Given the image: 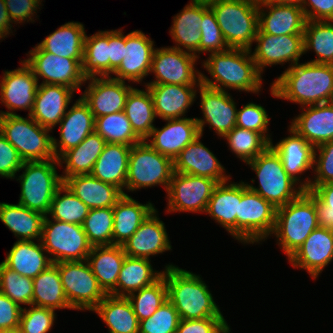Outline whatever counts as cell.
Listing matches in <instances>:
<instances>
[{
	"instance_id": "1",
	"label": "cell",
	"mask_w": 333,
	"mask_h": 333,
	"mask_svg": "<svg viewBox=\"0 0 333 333\" xmlns=\"http://www.w3.org/2000/svg\"><path fill=\"white\" fill-rule=\"evenodd\" d=\"M271 95L301 107L333 101V65L297 63L272 82Z\"/></svg>"
},
{
	"instance_id": "2",
	"label": "cell",
	"mask_w": 333,
	"mask_h": 333,
	"mask_svg": "<svg viewBox=\"0 0 333 333\" xmlns=\"http://www.w3.org/2000/svg\"><path fill=\"white\" fill-rule=\"evenodd\" d=\"M202 67L211 75L201 73V84L216 90L227 89L258 94L262 89V74L257 69L251 50L229 48L208 54ZM226 88V89H225Z\"/></svg>"
},
{
	"instance_id": "3",
	"label": "cell",
	"mask_w": 333,
	"mask_h": 333,
	"mask_svg": "<svg viewBox=\"0 0 333 333\" xmlns=\"http://www.w3.org/2000/svg\"><path fill=\"white\" fill-rule=\"evenodd\" d=\"M163 276L167 284L168 300L181 319L224 317L201 275L169 263L165 266Z\"/></svg>"
},
{
	"instance_id": "4",
	"label": "cell",
	"mask_w": 333,
	"mask_h": 333,
	"mask_svg": "<svg viewBox=\"0 0 333 333\" xmlns=\"http://www.w3.org/2000/svg\"><path fill=\"white\" fill-rule=\"evenodd\" d=\"M317 227L319 224L315 198L304 191L295 200L276 208L272 236H276V244L289 259Z\"/></svg>"
},
{
	"instance_id": "5",
	"label": "cell",
	"mask_w": 333,
	"mask_h": 333,
	"mask_svg": "<svg viewBox=\"0 0 333 333\" xmlns=\"http://www.w3.org/2000/svg\"><path fill=\"white\" fill-rule=\"evenodd\" d=\"M247 164L256 172L259 181V187L246 182L247 187L275 208L295 200L305 191L286 173L280 156L271 146Z\"/></svg>"
},
{
	"instance_id": "6",
	"label": "cell",
	"mask_w": 333,
	"mask_h": 333,
	"mask_svg": "<svg viewBox=\"0 0 333 333\" xmlns=\"http://www.w3.org/2000/svg\"><path fill=\"white\" fill-rule=\"evenodd\" d=\"M255 0H220L209 5L229 48L252 50L259 29Z\"/></svg>"
},
{
	"instance_id": "7",
	"label": "cell",
	"mask_w": 333,
	"mask_h": 333,
	"mask_svg": "<svg viewBox=\"0 0 333 333\" xmlns=\"http://www.w3.org/2000/svg\"><path fill=\"white\" fill-rule=\"evenodd\" d=\"M56 166L60 167L59 160L56 158L23 162L20 169L24 170L23 173L14 177L17 181L19 180L21 186L18 203L47 216L53 197L63 184Z\"/></svg>"
},
{
	"instance_id": "8",
	"label": "cell",
	"mask_w": 333,
	"mask_h": 333,
	"mask_svg": "<svg viewBox=\"0 0 333 333\" xmlns=\"http://www.w3.org/2000/svg\"><path fill=\"white\" fill-rule=\"evenodd\" d=\"M28 117V118H27ZM0 116V133L13 145L24 162L54 159L52 130L39 125L30 115Z\"/></svg>"
},
{
	"instance_id": "9",
	"label": "cell",
	"mask_w": 333,
	"mask_h": 333,
	"mask_svg": "<svg viewBox=\"0 0 333 333\" xmlns=\"http://www.w3.org/2000/svg\"><path fill=\"white\" fill-rule=\"evenodd\" d=\"M173 173V160L143 140L131 146L125 190L133 192L161 185L167 192Z\"/></svg>"
},
{
	"instance_id": "10",
	"label": "cell",
	"mask_w": 333,
	"mask_h": 333,
	"mask_svg": "<svg viewBox=\"0 0 333 333\" xmlns=\"http://www.w3.org/2000/svg\"><path fill=\"white\" fill-rule=\"evenodd\" d=\"M40 241L53 263L87 260L93 247L82 225L50 219L48 215Z\"/></svg>"
},
{
	"instance_id": "11",
	"label": "cell",
	"mask_w": 333,
	"mask_h": 333,
	"mask_svg": "<svg viewBox=\"0 0 333 333\" xmlns=\"http://www.w3.org/2000/svg\"><path fill=\"white\" fill-rule=\"evenodd\" d=\"M276 208L241 180V201L238 208V241L254 244L265 241L275 227Z\"/></svg>"
},
{
	"instance_id": "12",
	"label": "cell",
	"mask_w": 333,
	"mask_h": 333,
	"mask_svg": "<svg viewBox=\"0 0 333 333\" xmlns=\"http://www.w3.org/2000/svg\"><path fill=\"white\" fill-rule=\"evenodd\" d=\"M63 290L72 310L92 311L107 295L87 260L58 262Z\"/></svg>"
},
{
	"instance_id": "13",
	"label": "cell",
	"mask_w": 333,
	"mask_h": 333,
	"mask_svg": "<svg viewBox=\"0 0 333 333\" xmlns=\"http://www.w3.org/2000/svg\"><path fill=\"white\" fill-rule=\"evenodd\" d=\"M24 62L32 69L34 76L42 79L40 84L62 85L80 92L87 83L82 74V65L73 58H64L41 50L37 45L29 51Z\"/></svg>"
},
{
	"instance_id": "14",
	"label": "cell",
	"mask_w": 333,
	"mask_h": 333,
	"mask_svg": "<svg viewBox=\"0 0 333 333\" xmlns=\"http://www.w3.org/2000/svg\"><path fill=\"white\" fill-rule=\"evenodd\" d=\"M217 184V181L207 177L174 172L166 192V213H205Z\"/></svg>"
},
{
	"instance_id": "15",
	"label": "cell",
	"mask_w": 333,
	"mask_h": 333,
	"mask_svg": "<svg viewBox=\"0 0 333 333\" xmlns=\"http://www.w3.org/2000/svg\"><path fill=\"white\" fill-rule=\"evenodd\" d=\"M197 60L195 55L173 47L155 48L150 69L155 80L145 84L200 85Z\"/></svg>"
},
{
	"instance_id": "16",
	"label": "cell",
	"mask_w": 333,
	"mask_h": 333,
	"mask_svg": "<svg viewBox=\"0 0 333 333\" xmlns=\"http://www.w3.org/2000/svg\"><path fill=\"white\" fill-rule=\"evenodd\" d=\"M254 42L256 46L253 52L251 50V54L261 74L267 66H283L288 62L290 68L299 63L304 54V35L275 36L264 34L258 29Z\"/></svg>"
},
{
	"instance_id": "17",
	"label": "cell",
	"mask_w": 333,
	"mask_h": 333,
	"mask_svg": "<svg viewBox=\"0 0 333 333\" xmlns=\"http://www.w3.org/2000/svg\"><path fill=\"white\" fill-rule=\"evenodd\" d=\"M21 66L14 70H5L0 80V103L9 110H0L2 115H18L15 110H27L30 115L39 86L32 69L21 60Z\"/></svg>"
},
{
	"instance_id": "18",
	"label": "cell",
	"mask_w": 333,
	"mask_h": 333,
	"mask_svg": "<svg viewBox=\"0 0 333 333\" xmlns=\"http://www.w3.org/2000/svg\"><path fill=\"white\" fill-rule=\"evenodd\" d=\"M197 91L199 92L196 93H200V107L204 117L195 118L200 134L203 136L204 127L207 124L219 137L223 138L236 126V102L228 91L216 90L202 84Z\"/></svg>"
},
{
	"instance_id": "19",
	"label": "cell",
	"mask_w": 333,
	"mask_h": 333,
	"mask_svg": "<svg viewBox=\"0 0 333 333\" xmlns=\"http://www.w3.org/2000/svg\"><path fill=\"white\" fill-rule=\"evenodd\" d=\"M85 81H88V85L80 97L89 106L95 119L124 111L127 96L134 88L111 76L91 77Z\"/></svg>"
},
{
	"instance_id": "20",
	"label": "cell",
	"mask_w": 333,
	"mask_h": 333,
	"mask_svg": "<svg viewBox=\"0 0 333 333\" xmlns=\"http://www.w3.org/2000/svg\"><path fill=\"white\" fill-rule=\"evenodd\" d=\"M154 41L140 30L131 31L126 35L124 59L113 72L112 78L121 81L142 83L150 74L152 56L155 50Z\"/></svg>"
},
{
	"instance_id": "21",
	"label": "cell",
	"mask_w": 333,
	"mask_h": 333,
	"mask_svg": "<svg viewBox=\"0 0 333 333\" xmlns=\"http://www.w3.org/2000/svg\"><path fill=\"white\" fill-rule=\"evenodd\" d=\"M288 137L283 138L277 144L270 143V146L280 156L286 173L305 190L310 189L311 178L300 179L301 175L306 171H310L314 167V151L315 147L309 144L302 136H300L290 126L288 127Z\"/></svg>"
},
{
	"instance_id": "22",
	"label": "cell",
	"mask_w": 333,
	"mask_h": 333,
	"mask_svg": "<svg viewBox=\"0 0 333 333\" xmlns=\"http://www.w3.org/2000/svg\"><path fill=\"white\" fill-rule=\"evenodd\" d=\"M294 268L305 269L316 279L333 261V230L317 227L288 259Z\"/></svg>"
},
{
	"instance_id": "23",
	"label": "cell",
	"mask_w": 333,
	"mask_h": 333,
	"mask_svg": "<svg viewBox=\"0 0 333 333\" xmlns=\"http://www.w3.org/2000/svg\"><path fill=\"white\" fill-rule=\"evenodd\" d=\"M165 121L166 124L161 129L154 127L145 141L154 150L174 161L179 153L200 135V132L195 117Z\"/></svg>"
},
{
	"instance_id": "24",
	"label": "cell",
	"mask_w": 333,
	"mask_h": 333,
	"mask_svg": "<svg viewBox=\"0 0 333 333\" xmlns=\"http://www.w3.org/2000/svg\"><path fill=\"white\" fill-rule=\"evenodd\" d=\"M122 247L128 257L147 259L172 250L165 223L160 220L157 209L141 223Z\"/></svg>"
},
{
	"instance_id": "25",
	"label": "cell",
	"mask_w": 333,
	"mask_h": 333,
	"mask_svg": "<svg viewBox=\"0 0 333 333\" xmlns=\"http://www.w3.org/2000/svg\"><path fill=\"white\" fill-rule=\"evenodd\" d=\"M60 137H53V151L59 159L66 151L78 146L89 134L95 131V118L89 106L80 97L66 111L60 123Z\"/></svg>"
},
{
	"instance_id": "26",
	"label": "cell",
	"mask_w": 333,
	"mask_h": 333,
	"mask_svg": "<svg viewBox=\"0 0 333 333\" xmlns=\"http://www.w3.org/2000/svg\"><path fill=\"white\" fill-rule=\"evenodd\" d=\"M201 138L200 134L174 159V172L207 177L218 183L230 180L231 176L226 174L224 166L201 142Z\"/></svg>"
},
{
	"instance_id": "27",
	"label": "cell",
	"mask_w": 333,
	"mask_h": 333,
	"mask_svg": "<svg viewBox=\"0 0 333 333\" xmlns=\"http://www.w3.org/2000/svg\"><path fill=\"white\" fill-rule=\"evenodd\" d=\"M306 21L300 5L259 2V30L264 34L275 36L303 35Z\"/></svg>"
},
{
	"instance_id": "28",
	"label": "cell",
	"mask_w": 333,
	"mask_h": 333,
	"mask_svg": "<svg viewBox=\"0 0 333 333\" xmlns=\"http://www.w3.org/2000/svg\"><path fill=\"white\" fill-rule=\"evenodd\" d=\"M74 93L70 87L39 84L30 116L42 127L53 130L64 117Z\"/></svg>"
},
{
	"instance_id": "29",
	"label": "cell",
	"mask_w": 333,
	"mask_h": 333,
	"mask_svg": "<svg viewBox=\"0 0 333 333\" xmlns=\"http://www.w3.org/2000/svg\"><path fill=\"white\" fill-rule=\"evenodd\" d=\"M290 127L315 148L333 140V101L301 107Z\"/></svg>"
},
{
	"instance_id": "30",
	"label": "cell",
	"mask_w": 333,
	"mask_h": 333,
	"mask_svg": "<svg viewBox=\"0 0 333 333\" xmlns=\"http://www.w3.org/2000/svg\"><path fill=\"white\" fill-rule=\"evenodd\" d=\"M150 91L156 116L162 120L186 116L197 98L200 85L145 84ZM188 109V110H187Z\"/></svg>"
},
{
	"instance_id": "31",
	"label": "cell",
	"mask_w": 333,
	"mask_h": 333,
	"mask_svg": "<svg viewBox=\"0 0 333 333\" xmlns=\"http://www.w3.org/2000/svg\"><path fill=\"white\" fill-rule=\"evenodd\" d=\"M230 182V184L228 183ZM241 201V181L218 183L208 201L205 213L238 240V208Z\"/></svg>"
},
{
	"instance_id": "32",
	"label": "cell",
	"mask_w": 333,
	"mask_h": 333,
	"mask_svg": "<svg viewBox=\"0 0 333 333\" xmlns=\"http://www.w3.org/2000/svg\"><path fill=\"white\" fill-rule=\"evenodd\" d=\"M63 183L90 209L113 208L124 196L120 188L102 182L91 174L68 177Z\"/></svg>"
},
{
	"instance_id": "33",
	"label": "cell",
	"mask_w": 333,
	"mask_h": 333,
	"mask_svg": "<svg viewBox=\"0 0 333 333\" xmlns=\"http://www.w3.org/2000/svg\"><path fill=\"white\" fill-rule=\"evenodd\" d=\"M202 21L203 4L190 1L173 17L169 33L176 45L171 47L191 53L199 59Z\"/></svg>"
},
{
	"instance_id": "34",
	"label": "cell",
	"mask_w": 333,
	"mask_h": 333,
	"mask_svg": "<svg viewBox=\"0 0 333 333\" xmlns=\"http://www.w3.org/2000/svg\"><path fill=\"white\" fill-rule=\"evenodd\" d=\"M126 256L122 245L92 247L87 261L106 294L117 296V279Z\"/></svg>"
},
{
	"instance_id": "35",
	"label": "cell",
	"mask_w": 333,
	"mask_h": 333,
	"mask_svg": "<svg viewBox=\"0 0 333 333\" xmlns=\"http://www.w3.org/2000/svg\"><path fill=\"white\" fill-rule=\"evenodd\" d=\"M155 209L150 201L142 204L124 195L113 207V245H123Z\"/></svg>"
},
{
	"instance_id": "36",
	"label": "cell",
	"mask_w": 333,
	"mask_h": 333,
	"mask_svg": "<svg viewBox=\"0 0 333 333\" xmlns=\"http://www.w3.org/2000/svg\"><path fill=\"white\" fill-rule=\"evenodd\" d=\"M131 146L121 143H106L104 150L95 162L92 172L102 182L120 188L124 195Z\"/></svg>"
},
{
	"instance_id": "37",
	"label": "cell",
	"mask_w": 333,
	"mask_h": 333,
	"mask_svg": "<svg viewBox=\"0 0 333 333\" xmlns=\"http://www.w3.org/2000/svg\"><path fill=\"white\" fill-rule=\"evenodd\" d=\"M16 241L2 263L18 274L35 278L53 264L41 241Z\"/></svg>"
},
{
	"instance_id": "38",
	"label": "cell",
	"mask_w": 333,
	"mask_h": 333,
	"mask_svg": "<svg viewBox=\"0 0 333 333\" xmlns=\"http://www.w3.org/2000/svg\"><path fill=\"white\" fill-rule=\"evenodd\" d=\"M86 31L80 22H68L46 36L37 46L56 56L76 59L81 65Z\"/></svg>"
},
{
	"instance_id": "39",
	"label": "cell",
	"mask_w": 333,
	"mask_h": 333,
	"mask_svg": "<svg viewBox=\"0 0 333 333\" xmlns=\"http://www.w3.org/2000/svg\"><path fill=\"white\" fill-rule=\"evenodd\" d=\"M106 141L96 132L89 134L78 146L66 151L58 160L65 164L62 180L92 172L93 166L104 150Z\"/></svg>"
},
{
	"instance_id": "40",
	"label": "cell",
	"mask_w": 333,
	"mask_h": 333,
	"mask_svg": "<svg viewBox=\"0 0 333 333\" xmlns=\"http://www.w3.org/2000/svg\"><path fill=\"white\" fill-rule=\"evenodd\" d=\"M45 216L21 204L0 202V220L17 241H39Z\"/></svg>"
},
{
	"instance_id": "41",
	"label": "cell",
	"mask_w": 333,
	"mask_h": 333,
	"mask_svg": "<svg viewBox=\"0 0 333 333\" xmlns=\"http://www.w3.org/2000/svg\"><path fill=\"white\" fill-rule=\"evenodd\" d=\"M92 311L105 322L109 333H139V321L127 297L107 294Z\"/></svg>"
},
{
	"instance_id": "42",
	"label": "cell",
	"mask_w": 333,
	"mask_h": 333,
	"mask_svg": "<svg viewBox=\"0 0 333 333\" xmlns=\"http://www.w3.org/2000/svg\"><path fill=\"white\" fill-rule=\"evenodd\" d=\"M32 305L52 310L72 309L63 290L58 263L51 264L33 278Z\"/></svg>"
},
{
	"instance_id": "43",
	"label": "cell",
	"mask_w": 333,
	"mask_h": 333,
	"mask_svg": "<svg viewBox=\"0 0 333 333\" xmlns=\"http://www.w3.org/2000/svg\"><path fill=\"white\" fill-rule=\"evenodd\" d=\"M163 272L153 269L151 259L126 256L117 279V296L127 297L152 285L163 276Z\"/></svg>"
},
{
	"instance_id": "44",
	"label": "cell",
	"mask_w": 333,
	"mask_h": 333,
	"mask_svg": "<svg viewBox=\"0 0 333 333\" xmlns=\"http://www.w3.org/2000/svg\"><path fill=\"white\" fill-rule=\"evenodd\" d=\"M145 90L133 88L127 96L124 112L129 119L135 134L143 141L155 127L157 118L152 95L146 86Z\"/></svg>"
},
{
	"instance_id": "45",
	"label": "cell",
	"mask_w": 333,
	"mask_h": 333,
	"mask_svg": "<svg viewBox=\"0 0 333 333\" xmlns=\"http://www.w3.org/2000/svg\"><path fill=\"white\" fill-rule=\"evenodd\" d=\"M304 35V54L314 50L317 57L308 62L333 65V20H307Z\"/></svg>"
},
{
	"instance_id": "46",
	"label": "cell",
	"mask_w": 333,
	"mask_h": 333,
	"mask_svg": "<svg viewBox=\"0 0 333 333\" xmlns=\"http://www.w3.org/2000/svg\"><path fill=\"white\" fill-rule=\"evenodd\" d=\"M82 74L85 78L109 76L108 30L85 36Z\"/></svg>"
},
{
	"instance_id": "47",
	"label": "cell",
	"mask_w": 333,
	"mask_h": 333,
	"mask_svg": "<svg viewBox=\"0 0 333 333\" xmlns=\"http://www.w3.org/2000/svg\"><path fill=\"white\" fill-rule=\"evenodd\" d=\"M89 211L90 208L63 183L57 189L47 215L58 221L82 225Z\"/></svg>"
},
{
	"instance_id": "48",
	"label": "cell",
	"mask_w": 333,
	"mask_h": 333,
	"mask_svg": "<svg viewBox=\"0 0 333 333\" xmlns=\"http://www.w3.org/2000/svg\"><path fill=\"white\" fill-rule=\"evenodd\" d=\"M95 131L107 143H121L133 146L142 141L133 131L124 111L96 118Z\"/></svg>"
},
{
	"instance_id": "49",
	"label": "cell",
	"mask_w": 333,
	"mask_h": 333,
	"mask_svg": "<svg viewBox=\"0 0 333 333\" xmlns=\"http://www.w3.org/2000/svg\"><path fill=\"white\" fill-rule=\"evenodd\" d=\"M223 139L227 141L232 153L244 163L255 159L270 146V142L261 133L237 126L229 131Z\"/></svg>"
},
{
	"instance_id": "50",
	"label": "cell",
	"mask_w": 333,
	"mask_h": 333,
	"mask_svg": "<svg viewBox=\"0 0 333 333\" xmlns=\"http://www.w3.org/2000/svg\"><path fill=\"white\" fill-rule=\"evenodd\" d=\"M113 208L90 209L82 223L83 230L92 246L113 245Z\"/></svg>"
},
{
	"instance_id": "51",
	"label": "cell",
	"mask_w": 333,
	"mask_h": 333,
	"mask_svg": "<svg viewBox=\"0 0 333 333\" xmlns=\"http://www.w3.org/2000/svg\"><path fill=\"white\" fill-rule=\"evenodd\" d=\"M138 321L149 318L167 299L168 290L165 277L150 286L132 292L127 296Z\"/></svg>"
},
{
	"instance_id": "52",
	"label": "cell",
	"mask_w": 333,
	"mask_h": 333,
	"mask_svg": "<svg viewBox=\"0 0 333 333\" xmlns=\"http://www.w3.org/2000/svg\"><path fill=\"white\" fill-rule=\"evenodd\" d=\"M33 279L22 276L0 263V292L19 306L32 305Z\"/></svg>"
},
{
	"instance_id": "53",
	"label": "cell",
	"mask_w": 333,
	"mask_h": 333,
	"mask_svg": "<svg viewBox=\"0 0 333 333\" xmlns=\"http://www.w3.org/2000/svg\"><path fill=\"white\" fill-rule=\"evenodd\" d=\"M180 320L176 308L167 299L149 318L139 321V333H176Z\"/></svg>"
},
{
	"instance_id": "54",
	"label": "cell",
	"mask_w": 333,
	"mask_h": 333,
	"mask_svg": "<svg viewBox=\"0 0 333 333\" xmlns=\"http://www.w3.org/2000/svg\"><path fill=\"white\" fill-rule=\"evenodd\" d=\"M200 32L199 55L200 53L222 52L229 49L217 23L215 14L209 5L203 4V21Z\"/></svg>"
},
{
	"instance_id": "55",
	"label": "cell",
	"mask_w": 333,
	"mask_h": 333,
	"mask_svg": "<svg viewBox=\"0 0 333 333\" xmlns=\"http://www.w3.org/2000/svg\"><path fill=\"white\" fill-rule=\"evenodd\" d=\"M55 310L29 305L23 308L20 322V333H48L54 326Z\"/></svg>"
},
{
	"instance_id": "56",
	"label": "cell",
	"mask_w": 333,
	"mask_h": 333,
	"mask_svg": "<svg viewBox=\"0 0 333 333\" xmlns=\"http://www.w3.org/2000/svg\"><path fill=\"white\" fill-rule=\"evenodd\" d=\"M269 122L270 117L260 104L248 102L242 106V109H237L236 126L261 133L271 143V135L267 134Z\"/></svg>"
},
{
	"instance_id": "57",
	"label": "cell",
	"mask_w": 333,
	"mask_h": 333,
	"mask_svg": "<svg viewBox=\"0 0 333 333\" xmlns=\"http://www.w3.org/2000/svg\"><path fill=\"white\" fill-rule=\"evenodd\" d=\"M307 191L315 198L319 227L333 230V182L310 184Z\"/></svg>"
},
{
	"instance_id": "58",
	"label": "cell",
	"mask_w": 333,
	"mask_h": 333,
	"mask_svg": "<svg viewBox=\"0 0 333 333\" xmlns=\"http://www.w3.org/2000/svg\"><path fill=\"white\" fill-rule=\"evenodd\" d=\"M313 171L310 184L333 182V140L315 148Z\"/></svg>"
},
{
	"instance_id": "59",
	"label": "cell",
	"mask_w": 333,
	"mask_h": 333,
	"mask_svg": "<svg viewBox=\"0 0 333 333\" xmlns=\"http://www.w3.org/2000/svg\"><path fill=\"white\" fill-rule=\"evenodd\" d=\"M23 162L17 150L0 133V177L14 179Z\"/></svg>"
},
{
	"instance_id": "60",
	"label": "cell",
	"mask_w": 333,
	"mask_h": 333,
	"mask_svg": "<svg viewBox=\"0 0 333 333\" xmlns=\"http://www.w3.org/2000/svg\"><path fill=\"white\" fill-rule=\"evenodd\" d=\"M42 0H5V5L12 24L34 22V16L42 5Z\"/></svg>"
},
{
	"instance_id": "61",
	"label": "cell",
	"mask_w": 333,
	"mask_h": 333,
	"mask_svg": "<svg viewBox=\"0 0 333 333\" xmlns=\"http://www.w3.org/2000/svg\"><path fill=\"white\" fill-rule=\"evenodd\" d=\"M23 307L0 292V330L18 329Z\"/></svg>"
},
{
	"instance_id": "62",
	"label": "cell",
	"mask_w": 333,
	"mask_h": 333,
	"mask_svg": "<svg viewBox=\"0 0 333 333\" xmlns=\"http://www.w3.org/2000/svg\"><path fill=\"white\" fill-rule=\"evenodd\" d=\"M225 321L224 317L181 319L176 333H214Z\"/></svg>"
},
{
	"instance_id": "63",
	"label": "cell",
	"mask_w": 333,
	"mask_h": 333,
	"mask_svg": "<svg viewBox=\"0 0 333 333\" xmlns=\"http://www.w3.org/2000/svg\"><path fill=\"white\" fill-rule=\"evenodd\" d=\"M109 45V76L119 67L124 59V48L126 47V35L122 29L108 31Z\"/></svg>"
},
{
	"instance_id": "64",
	"label": "cell",
	"mask_w": 333,
	"mask_h": 333,
	"mask_svg": "<svg viewBox=\"0 0 333 333\" xmlns=\"http://www.w3.org/2000/svg\"><path fill=\"white\" fill-rule=\"evenodd\" d=\"M306 20H333V0H301Z\"/></svg>"
},
{
	"instance_id": "65",
	"label": "cell",
	"mask_w": 333,
	"mask_h": 333,
	"mask_svg": "<svg viewBox=\"0 0 333 333\" xmlns=\"http://www.w3.org/2000/svg\"><path fill=\"white\" fill-rule=\"evenodd\" d=\"M12 21L6 9L5 0H0V40L12 33Z\"/></svg>"
},
{
	"instance_id": "66",
	"label": "cell",
	"mask_w": 333,
	"mask_h": 333,
	"mask_svg": "<svg viewBox=\"0 0 333 333\" xmlns=\"http://www.w3.org/2000/svg\"><path fill=\"white\" fill-rule=\"evenodd\" d=\"M260 2H270L273 4L300 5L301 0H263Z\"/></svg>"
},
{
	"instance_id": "67",
	"label": "cell",
	"mask_w": 333,
	"mask_h": 333,
	"mask_svg": "<svg viewBox=\"0 0 333 333\" xmlns=\"http://www.w3.org/2000/svg\"><path fill=\"white\" fill-rule=\"evenodd\" d=\"M230 326L227 321H225L214 333H230Z\"/></svg>"
},
{
	"instance_id": "68",
	"label": "cell",
	"mask_w": 333,
	"mask_h": 333,
	"mask_svg": "<svg viewBox=\"0 0 333 333\" xmlns=\"http://www.w3.org/2000/svg\"><path fill=\"white\" fill-rule=\"evenodd\" d=\"M219 1L220 0H191V2L205 4V5H210L212 3L219 2Z\"/></svg>"
},
{
	"instance_id": "69",
	"label": "cell",
	"mask_w": 333,
	"mask_h": 333,
	"mask_svg": "<svg viewBox=\"0 0 333 333\" xmlns=\"http://www.w3.org/2000/svg\"><path fill=\"white\" fill-rule=\"evenodd\" d=\"M0 333H20L19 329L0 330Z\"/></svg>"
}]
</instances>
